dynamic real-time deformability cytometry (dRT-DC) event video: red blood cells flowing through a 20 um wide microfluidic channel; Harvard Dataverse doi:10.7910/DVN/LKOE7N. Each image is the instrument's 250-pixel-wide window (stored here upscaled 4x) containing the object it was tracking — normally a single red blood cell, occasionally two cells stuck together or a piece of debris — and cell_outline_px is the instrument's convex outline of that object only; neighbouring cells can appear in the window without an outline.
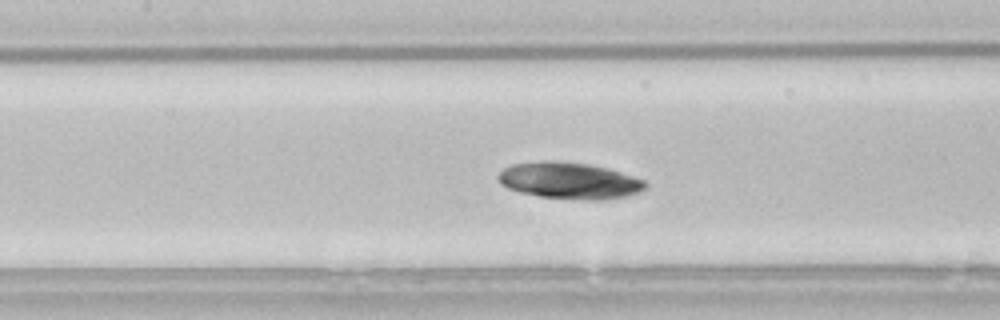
{"species": "common noctule bat (a hibernating species)", "species_latin": "Nyctalus noctula", "temperature_condition": "room temperature", "stored_images_in_passage": 40, "segment_of_instrument_passage": [1, 2], "camera_frame_rate_fps": 3000, "um_per_image_px": 0.085, "animal": {"sex": "male", "body_mass_g": 21.5, "forearm_length_mm": 52.0}, "frame": {"image": 1, "passage_image": 10, "time_ms": 3.0, "image_size_px": [1000, 320], "cell_outline_px": [[648, 188], [640, 192], [624, 196], [600, 200], [584, 200], [540, 196], [520, 192], [508, 188], [500, 184], [496, 176], [504, 168], [512, 164], [540, 160], [556, 160], [588, 164], [608, 168], [644, 180], [648, 184]], "centroid_in_image_um": [48.38, 15.34], "position_along_channel_um": 159.0, "area_um2": 31.5}}
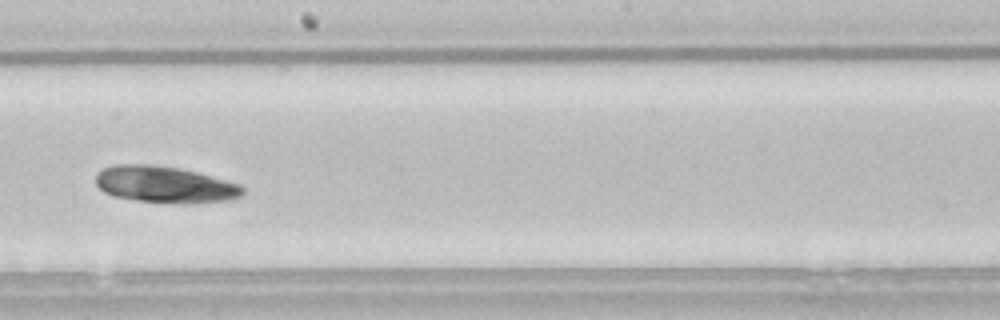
{"frame": {"image": 2, "passage_image": 16, "time_ms": 5.0, "image_size_px": [1000, 320], "cell_outline_px": [[244, 196], [232, 200], [192, 204], [172, 204], [136, 200], [116, 196], [104, 192], [96, 184], [96, 176], [104, 168], [112, 164], [152, 164], [180, 168], [196, 172], [240, 184], [244, 188]], "centroid_in_image_um": [14.07, 15.7], "position_along_channel_um": 234.1, "area_um2": 31.73}}
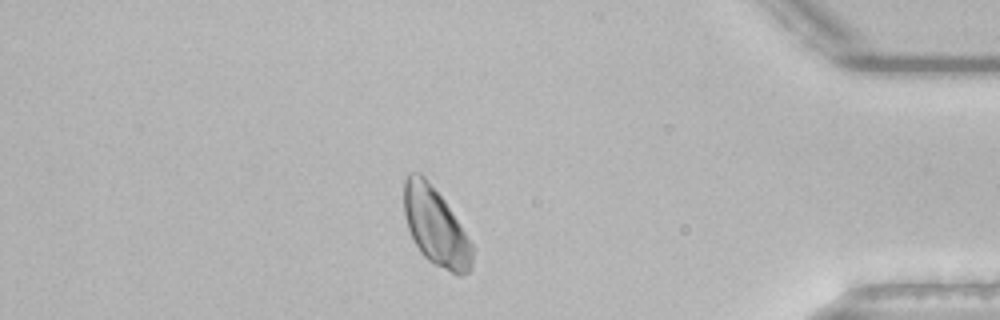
{"frame": {"image": 3, "passage_image": 32, "time_ms": 10.333, "image_size_px": [1000, 320], "cell_outline_px": [[476, 248], [472, 268], [468, 272], [460, 276], [456, 276], [428, 260], [420, 252], [412, 240], [404, 216], [404, 180], [408, 172], [420, 172], [428, 180], [444, 200]], "centroid_in_image_um": [37.05, 19.3], "position_along_channel_um": 398.1, "area_um2": 31.56}}